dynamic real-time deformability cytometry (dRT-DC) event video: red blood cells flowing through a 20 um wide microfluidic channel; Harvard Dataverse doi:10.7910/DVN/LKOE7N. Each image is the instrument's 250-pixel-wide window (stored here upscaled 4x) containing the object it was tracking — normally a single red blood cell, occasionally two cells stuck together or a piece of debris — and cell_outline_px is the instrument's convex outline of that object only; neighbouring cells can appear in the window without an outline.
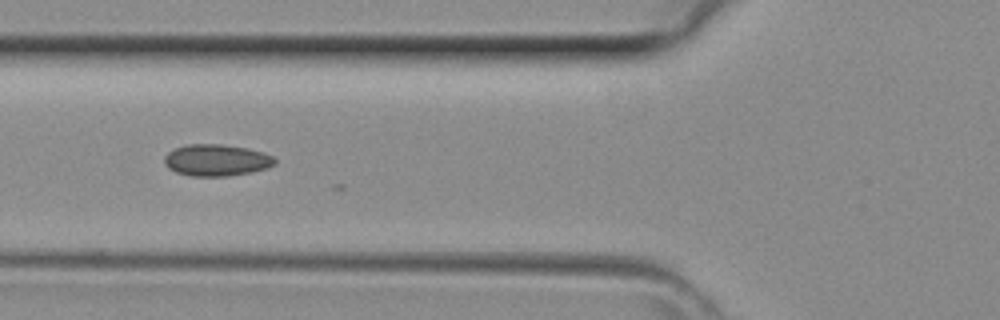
{"species": "common noctule bat (a hibernating species)", "species_latin": "Nyctalus noctula", "temperature_condition": "room temperature", "stored_images_in_passage": 18, "camera_frame_rate_fps": 3000, "um_per_image_px": 0.085, "animal": {"sex": "female", "body_mass_g": 29.2, "forearm_length_mm": 56.3}, "frame": {"image": 1, "passage_image": 8, "time_ms": 2.333, "image_size_px": [1000, 320], "cell_outline_px": [[276, 164], [268, 168], [252, 172], [224, 176], [192, 176], [176, 172], [168, 168], [164, 164], [164, 156], [168, 152], [176, 148], [188, 144], [220, 144], [248, 148], [264, 152], [272, 156], [276, 160]], "centroid_in_image_um": [18.41, 13.61], "position_along_channel_um": 107.4, "area_um2": 20.46}}
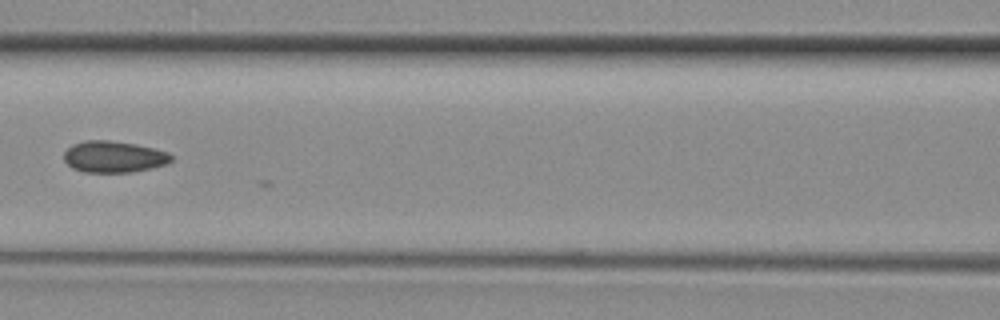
{"frame": {"image": 2, "passage_image": 11, "time_ms": 3.333, "image_size_px": [1000, 320], "cell_outline_px": [[172, 160], [168, 164], [152, 168], [132, 172], [84, 172], [72, 168], [64, 160], [64, 152], [72, 144], [84, 140], [108, 140], [136, 144], [168, 152], [172, 156]], "centroid_in_image_um": [9.67, 13.32], "position_along_channel_um": 156.9, "area_um2": 19.77}}
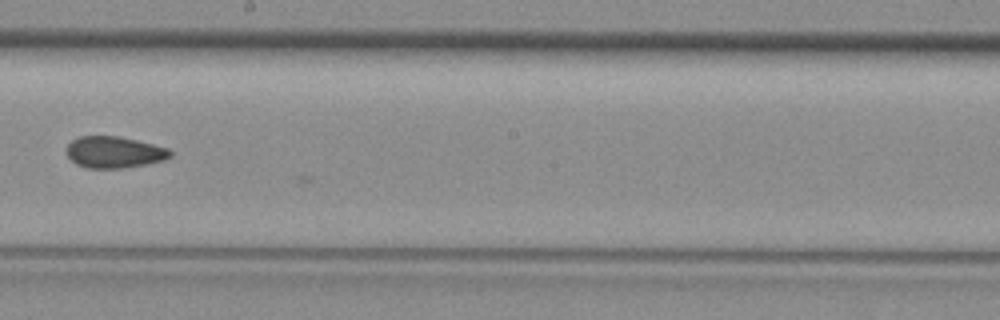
{"frame": {"image": 3, "passage_image": 16, "time_ms": 5.0, "image_size_px": [1000, 320], "cell_outline_px": [[172, 156], [164, 160], [144, 164], [120, 168], [88, 168], [76, 164], [68, 156], [68, 144], [72, 140], [80, 136], [116, 136], [136, 140], [168, 148], [172, 152]], "centroid_in_image_um": [9.71, 12.93], "position_along_channel_um": 238.5, "area_um2": 18.79}}